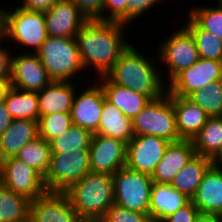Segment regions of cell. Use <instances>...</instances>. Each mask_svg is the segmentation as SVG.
<instances>
[{"mask_svg": "<svg viewBox=\"0 0 222 222\" xmlns=\"http://www.w3.org/2000/svg\"><path fill=\"white\" fill-rule=\"evenodd\" d=\"M126 24L89 19L77 32L76 42L84 69L105 76L130 46L122 33ZM88 67V68H87Z\"/></svg>", "mask_w": 222, "mask_h": 222, "instance_id": "cell-1", "label": "cell"}, {"mask_svg": "<svg viewBox=\"0 0 222 222\" xmlns=\"http://www.w3.org/2000/svg\"><path fill=\"white\" fill-rule=\"evenodd\" d=\"M145 56L132 43L105 76L112 83L146 95L150 100L158 99L167 93L162 76L165 74L155 66V59Z\"/></svg>", "mask_w": 222, "mask_h": 222, "instance_id": "cell-2", "label": "cell"}, {"mask_svg": "<svg viewBox=\"0 0 222 222\" xmlns=\"http://www.w3.org/2000/svg\"><path fill=\"white\" fill-rule=\"evenodd\" d=\"M64 193L84 222H99L114 204L112 175L90 171Z\"/></svg>", "mask_w": 222, "mask_h": 222, "instance_id": "cell-3", "label": "cell"}, {"mask_svg": "<svg viewBox=\"0 0 222 222\" xmlns=\"http://www.w3.org/2000/svg\"><path fill=\"white\" fill-rule=\"evenodd\" d=\"M14 9L9 12L2 8L1 36L8 40L7 44L14 41L25 49L34 48L33 53H36L48 38L44 12Z\"/></svg>", "mask_w": 222, "mask_h": 222, "instance_id": "cell-4", "label": "cell"}, {"mask_svg": "<svg viewBox=\"0 0 222 222\" xmlns=\"http://www.w3.org/2000/svg\"><path fill=\"white\" fill-rule=\"evenodd\" d=\"M52 81L72 82L84 71L75 38L48 36L36 52Z\"/></svg>", "mask_w": 222, "mask_h": 222, "instance_id": "cell-5", "label": "cell"}, {"mask_svg": "<svg viewBox=\"0 0 222 222\" xmlns=\"http://www.w3.org/2000/svg\"><path fill=\"white\" fill-rule=\"evenodd\" d=\"M134 135H152L169 142L182 140L176 127L172 95L168 92L151 100L133 119Z\"/></svg>", "mask_w": 222, "mask_h": 222, "instance_id": "cell-6", "label": "cell"}, {"mask_svg": "<svg viewBox=\"0 0 222 222\" xmlns=\"http://www.w3.org/2000/svg\"><path fill=\"white\" fill-rule=\"evenodd\" d=\"M114 203L131 211L148 213L152 189L150 175L122 167L112 175Z\"/></svg>", "mask_w": 222, "mask_h": 222, "instance_id": "cell-7", "label": "cell"}, {"mask_svg": "<svg viewBox=\"0 0 222 222\" xmlns=\"http://www.w3.org/2000/svg\"><path fill=\"white\" fill-rule=\"evenodd\" d=\"M91 171L89 150L52 154L49 168L43 177L49 192H65Z\"/></svg>", "mask_w": 222, "mask_h": 222, "instance_id": "cell-8", "label": "cell"}, {"mask_svg": "<svg viewBox=\"0 0 222 222\" xmlns=\"http://www.w3.org/2000/svg\"><path fill=\"white\" fill-rule=\"evenodd\" d=\"M161 44V45H160ZM158 49L160 62L166 64L168 83L181 71L191 67L199 60L198 49L191 33L182 26L160 43ZM169 77V78H168Z\"/></svg>", "mask_w": 222, "mask_h": 222, "instance_id": "cell-9", "label": "cell"}, {"mask_svg": "<svg viewBox=\"0 0 222 222\" xmlns=\"http://www.w3.org/2000/svg\"><path fill=\"white\" fill-rule=\"evenodd\" d=\"M0 182L31 201L47 192L43 177L16 157L0 161Z\"/></svg>", "mask_w": 222, "mask_h": 222, "instance_id": "cell-10", "label": "cell"}, {"mask_svg": "<svg viewBox=\"0 0 222 222\" xmlns=\"http://www.w3.org/2000/svg\"><path fill=\"white\" fill-rule=\"evenodd\" d=\"M221 79L222 61L199 58L196 63L178 73L167 84V92L170 95L187 97L193 91Z\"/></svg>", "mask_w": 222, "mask_h": 222, "instance_id": "cell-11", "label": "cell"}, {"mask_svg": "<svg viewBox=\"0 0 222 222\" xmlns=\"http://www.w3.org/2000/svg\"><path fill=\"white\" fill-rule=\"evenodd\" d=\"M170 144L152 135H134L127 143L126 167L152 176Z\"/></svg>", "mask_w": 222, "mask_h": 222, "instance_id": "cell-12", "label": "cell"}, {"mask_svg": "<svg viewBox=\"0 0 222 222\" xmlns=\"http://www.w3.org/2000/svg\"><path fill=\"white\" fill-rule=\"evenodd\" d=\"M52 82L36 53L11 56L10 85L25 91H41Z\"/></svg>", "mask_w": 222, "mask_h": 222, "instance_id": "cell-13", "label": "cell"}, {"mask_svg": "<svg viewBox=\"0 0 222 222\" xmlns=\"http://www.w3.org/2000/svg\"><path fill=\"white\" fill-rule=\"evenodd\" d=\"M127 143L99 134H94L89 148L91 172L115 174L126 166Z\"/></svg>", "mask_w": 222, "mask_h": 222, "instance_id": "cell-14", "label": "cell"}, {"mask_svg": "<svg viewBox=\"0 0 222 222\" xmlns=\"http://www.w3.org/2000/svg\"><path fill=\"white\" fill-rule=\"evenodd\" d=\"M29 222H84L64 192H49L30 202Z\"/></svg>", "mask_w": 222, "mask_h": 222, "instance_id": "cell-15", "label": "cell"}, {"mask_svg": "<svg viewBox=\"0 0 222 222\" xmlns=\"http://www.w3.org/2000/svg\"><path fill=\"white\" fill-rule=\"evenodd\" d=\"M48 36L75 38L89 20L71 0H59L44 12Z\"/></svg>", "mask_w": 222, "mask_h": 222, "instance_id": "cell-16", "label": "cell"}, {"mask_svg": "<svg viewBox=\"0 0 222 222\" xmlns=\"http://www.w3.org/2000/svg\"><path fill=\"white\" fill-rule=\"evenodd\" d=\"M105 99L100 84L87 87L79 95L75 94L70 111L72 123L96 134Z\"/></svg>", "mask_w": 222, "mask_h": 222, "instance_id": "cell-17", "label": "cell"}, {"mask_svg": "<svg viewBox=\"0 0 222 222\" xmlns=\"http://www.w3.org/2000/svg\"><path fill=\"white\" fill-rule=\"evenodd\" d=\"M192 140L170 142L162 160L156 165L152 181L171 184L174 177L185 167L195 155Z\"/></svg>", "mask_w": 222, "mask_h": 222, "instance_id": "cell-18", "label": "cell"}, {"mask_svg": "<svg viewBox=\"0 0 222 222\" xmlns=\"http://www.w3.org/2000/svg\"><path fill=\"white\" fill-rule=\"evenodd\" d=\"M191 201L199 212L222 215V167L208 168Z\"/></svg>", "mask_w": 222, "mask_h": 222, "instance_id": "cell-19", "label": "cell"}, {"mask_svg": "<svg viewBox=\"0 0 222 222\" xmlns=\"http://www.w3.org/2000/svg\"><path fill=\"white\" fill-rule=\"evenodd\" d=\"M191 201L170 184L152 183L148 214L152 222H162Z\"/></svg>", "mask_w": 222, "mask_h": 222, "instance_id": "cell-20", "label": "cell"}, {"mask_svg": "<svg viewBox=\"0 0 222 222\" xmlns=\"http://www.w3.org/2000/svg\"><path fill=\"white\" fill-rule=\"evenodd\" d=\"M74 82L52 81L37 92L39 117L54 113H70L76 94Z\"/></svg>", "mask_w": 222, "mask_h": 222, "instance_id": "cell-21", "label": "cell"}, {"mask_svg": "<svg viewBox=\"0 0 222 222\" xmlns=\"http://www.w3.org/2000/svg\"><path fill=\"white\" fill-rule=\"evenodd\" d=\"M38 136V121L13 119L10 127L0 136V161L16 157L27 143Z\"/></svg>", "mask_w": 222, "mask_h": 222, "instance_id": "cell-22", "label": "cell"}, {"mask_svg": "<svg viewBox=\"0 0 222 222\" xmlns=\"http://www.w3.org/2000/svg\"><path fill=\"white\" fill-rule=\"evenodd\" d=\"M172 105L180 138L192 140L204 127L209 117L198 105L186 97L172 95Z\"/></svg>", "mask_w": 222, "mask_h": 222, "instance_id": "cell-23", "label": "cell"}, {"mask_svg": "<svg viewBox=\"0 0 222 222\" xmlns=\"http://www.w3.org/2000/svg\"><path fill=\"white\" fill-rule=\"evenodd\" d=\"M107 101L133 119L151 100L143 94L112 83L106 76L99 77Z\"/></svg>", "mask_w": 222, "mask_h": 222, "instance_id": "cell-24", "label": "cell"}, {"mask_svg": "<svg viewBox=\"0 0 222 222\" xmlns=\"http://www.w3.org/2000/svg\"><path fill=\"white\" fill-rule=\"evenodd\" d=\"M96 134L128 143L134 136L132 119L126 117L121 110L105 99Z\"/></svg>", "mask_w": 222, "mask_h": 222, "instance_id": "cell-25", "label": "cell"}, {"mask_svg": "<svg viewBox=\"0 0 222 222\" xmlns=\"http://www.w3.org/2000/svg\"><path fill=\"white\" fill-rule=\"evenodd\" d=\"M211 165V159L195 154L174 177L170 185L191 199L196 193L204 173Z\"/></svg>", "mask_w": 222, "mask_h": 222, "instance_id": "cell-26", "label": "cell"}, {"mask_svg": "<svg viewBox=\"0 0 222 222\" xmlns=\"http://www.w3.org/2000/svg\"><path fill=\"white\" fill-rule=\"evenodd\" d=\"M4 103L13 119L39 120L38 95L35 91H25L10 87Z\"/></svg>", "mask_w": 222, "mask_h": 222, "instance_id": "cell-27", "label": "cell"}, {"mask_svg": "<svg viewBox=\"0 0 222 222\" xmlns=\"http://www.w3.org/2000/svg\"><path fill=\"white\" fill-rule=\"evenodd\" d=\"M192 143L197 155L212 160L222 147V117H209Z\"/></svg>", "mask_w": 222, "mask_h": 222, "instance_id": "cell-28", "label": "cell"}, {"mask_svg": "<svg viewBox=\"0 0 222 222\" xmlns=\"http://www.w3.org/2000/svg\"><path fill=\"white\" fill-rule=\"evenodd\" d=\"M30 202L0 182V222H29Z\"/></svg>", "mask_w": 222, "mask_h": 222, "instance_id": "cell-29", "label": "cell"}, {"mask_svg": "<svg viewBox=\"0 0 222 222\" xmlns=\"http://www.w3.org/2000/svg\"><path fill=\"white\" fill-rule=\"evenodd\" d=\"M51 155L50 143L38 136L27 143L16 155V158L25 162L44 177L49 168Z\"/></svg>", "mask_w": 222, "mask_h": 222, "instance_id": "cell-30", "label": "cell"}, {"mask_svg": "<svg viewBox=\"0 0 222 222\" xmlns=\"http://www.w3.org/2000/svg\"><path fill=\"white\" fill-rule=\"evenodd\" d=\"M93 133L78 125H72L62 135L51 140L52 154H68L76 150H89Z\"/></svg>", "mask_w": 222, "mask_h": 222, "instance_id": "cell-31", "label": "cell"}, {"mask_svg": "<svg viewBox=\"0 0 222 222\" xmlns=\"http://www.w3.org/2000/svg\"><path fill=\"white\" fill-rule=\"evenodd\" d=\"M183 25L194 38L199 58L222 61V40L210 31L201 29L189 16Z\"/></svg>", "mask_w": 222, "mask_h": 222, "instance_id": "cell-32", "label": "cell"}, {"mask_svg": "<svg viewBox=\"0 0 222 222\" xmlns=\"http://www.w3.org/2000/svg\"><path fill=\"white\" fill-rule=\"evenodd\" d=\"M186 98L198 105L208 117H222V79L193 91Z\"/></svg>", "mask_w": 222, "mask_h": 222, "instance_id": "cell-33", "label": "cell"}, {"mask_svg": "<svg viewBox=\"0 0 222 222\" xmlns=\"http://www.w3.org/2000/svg\"><path fill=\"white\" fill-rule=\"evenodd\" d=\"M189 17L203 30L210 31L222 40V6H194Z\"/></svg>", "mask_w": 222, "mask_h": 222, "instance_id": "cell-34", "label": "cell"}, {"mask_svg": "<svg viewBox=\"0 0 222 222\" xmlns=\"http://www.w3.org/2000/svg\"><path fill=\"white\" fill-rule=\"evenodd\" d=\"M73 125L70 113H54L39 117V136L50 142Z\"/></svg>", "mask_w": 222, "mask_h": 222, "instance_id": "cell-35", "label": "cell"}, {"mask_svg": "<svg viewBox=\"0 0 222 222\" xmlns=\"http://www.w3.org/2000/svg\"><path fill=\"white\" fill-rule=\"evenodd\" d=\"M99 222H152L148 213L122 208L115 203L106 211Z\"/></svg>", "mask_w": 222, "mask_h": 222, "instance_id": "cell-36", "label": "cell"}, {"mask_svg": "<svg viewBox=\"0 0 222 222\" xmlns=\"http://www.w3.org/2000/svg\"><path fill=\"white\" fill-rule=\"evenodd\" d=\"M127 2L128 0H105L102 21H117L127 25Z\"/></svg>", "mask_w": 222, "mask_h": 222, "instance_id": "cell-37", "label": "cell"}, {"mask_svg": "<svg viewBox=\"0 0 222 222\" xmlns=\"http://www.w3.org/2000/svg\"><path fill=\"white\" fill-rule=\"evenodd\" d=\"M88 19L102 21L105 0H71Z\"/></svg>", "mask_w": 222, "mask_h": 222, "instance_id": "cell-38", "label": "cell"}, {"mask_svg": "<svg viewBox=\"0 0 222 222\" xmlns=\"http://www.w3.org/2000/svg\"><path fill=\"white\" fill-rule=\"evenodd\" d=\"M162 0H128L127 2V25L132 21L139 18L143 12H147L150 8Z\"/></svg>", "mask_w": 222, "mask_h": 222, "instance_id": "cell-39", "label": "cell"}, {"mask_svg": "<svg viewBox=\"0 0 222 222\" xmlns=\"http://www.w3.org/2000/svg\"><path fill=\"white\" fill-rule=\"evenodd\" d=\"M198 214V209L194 206V203L190 201L187 205L168 216L162 222H194Z\"/></svg>", "mask_w": 222, "mask_h": 222, "instance_id": "cell-40", "label": "cell"}, {"mask_svg": "<svg viewBox=\"0 0 222 222\" xmlns=\"http://www.w3.org/2000/svg\"><path fill=\"white\" fill-rule=\"evenodd\" d=\"M5 39L0 36V44ZM10 69H11V52L8 48H1L0 46V80H10Z\"/></svg>", "mask_w": 222, "mask_h": 222, "instance_id": "cell-41", "label": "cell"}, {"mask_svg": "<svg viewBox=\"0 0 222 222\" xmlns=\"http://www.w3.org/2000/svg\"><path fill=\"white\" fill-rule=\"evenodd\" d=\"M59 0H23L19 7L28 11L46 12Z\"/></svg>", "mask_w": 222, "mask_h": 222, "instance_id": "cell-42", "label": "cell"}, {"mask_svg": "<svg viewBox=\"0 0 222 222\" xmlns=\"http://www.w3.org/2000/svg\"><path fill=\"white\" fill-rule=\"evenodd\" d=\"M13 118L3 102L0 103V136L10 127Z\"/></svg>", "mask_w": 222, "mask_h": 222, "instance_id": "cell-43", "label": "cell"}, {"mask_svg": "<svg viewBox=\"0 0 222 222\" xmlns=\"http://www.w3.org/2000/svg\"><path fill=\"white\" fill-rule=\"evenodd\" d=\"M194 222H222V215L217 213L199 212Z\"/></svg>", "mask_w": 222, "mask_h": 222, "instance_id": "cell-44", "label": "cell"}, {"mask_svg": "<svg viewBox=\"0 0 222 222\" xmlns=\"http://www.w3.org/2000/svg\"><path fill=\"white\" fill-rule=\"evenodd\" d=\"M10 87V80H0V103L4 101L5 95Z\"/></svg>", "mask_w": 222, "mask_h": 222, "instance_id": "cell-45", "label": "cell"}, {"mask_svg": "<svg viewBox=\"0 0 222 222\" xmlns=\"http://www.w3.org/2000/svg\"><path fill=\"white\" fill-rule=\"evenodd\" d=\"M212 165L222 167V147L218 154L212 159Z\"/></svg>", "mask_w": 222, "mask_h": 222, "instance_id": "cell-46", "label": "cell"}, {"mask_svg": "<svg viewBox=\"0 0 222 222\" xmlns=\"http://www.w3.org/2000/svg\"><path fill=\"white\" fill-rule=\"evenodd\" d=\"M2 7H0V36H1V25H2Z\"/></svg>", "mask_w": 222, "mask_h": 222, "instance_id": "cell-47", "label": "cell"}, {"mask_svg": "<svg viewBox=\"0 0 222 222\" xmlns=\"http://www.w3.org/2000/svg\"><path fill=\"white\" fill-rule=\"evenodd\" d=\"M219 6H222V0H218V3H217Z\"/></svg>", "mask_w": 222, "mask_h": 222, "instance_id": "cell-48", "label": "cell"}]
</instances>
